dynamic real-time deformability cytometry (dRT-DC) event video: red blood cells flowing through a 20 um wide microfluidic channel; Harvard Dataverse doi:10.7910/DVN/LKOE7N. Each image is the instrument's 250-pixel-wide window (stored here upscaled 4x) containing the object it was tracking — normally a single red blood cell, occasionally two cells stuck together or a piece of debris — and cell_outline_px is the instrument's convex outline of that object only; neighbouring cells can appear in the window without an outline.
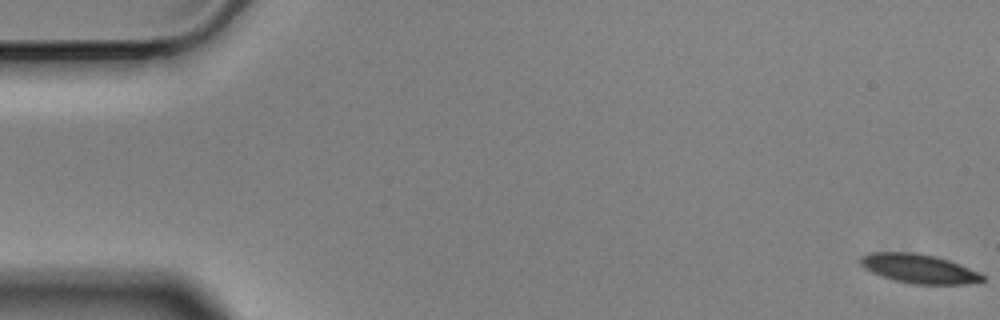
{"species": "Egyptian fruit bat (a non-hibernating species)", "species_latin": "Rousettus aegyptiacus", "temperature_condition": "cold", "stored_images_in_passage": 58, "camera_frame_rate_fps": 3000, "um_per_image_px": 0.085, "animal": {"sex": "male"}, "frame": {"image": 1, "passage_image": 1, "time_ms": 0.0, "image_size_px": [1000, 320], "cell_outline_px": [[984, 280], [968, 284], [912, 284], [880, 276], [864, 268], [860, 264], [860, 256], [868, 252], [916, 252], [936, 256], [960, 264], [980, 272], [984, 276]], "centroid_in_image_um": [78.1, 22.82], "position_along_channel_um": 6.9, "area_um2": 20.87}}
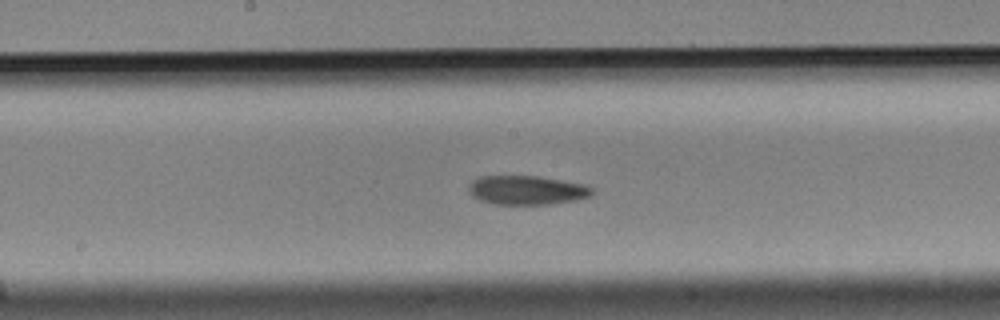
{"frame": {"image": 2, "passage_image": 30, "time_ms": 9.667, "image_size_px": [1000, 320], "cell_outline_px": [[596, 192], [592, 196], [576, 200], [548, 204], [492, 204], [480, 200], [472, 196], [468, 192], [468, 184], [472, 180], [480, 176], [540, 176], [588, 184]], "centroid_in_image_um": [44.81, 16.15], "position_along_channel_um": 203.4, "area_um2": 21.33}}
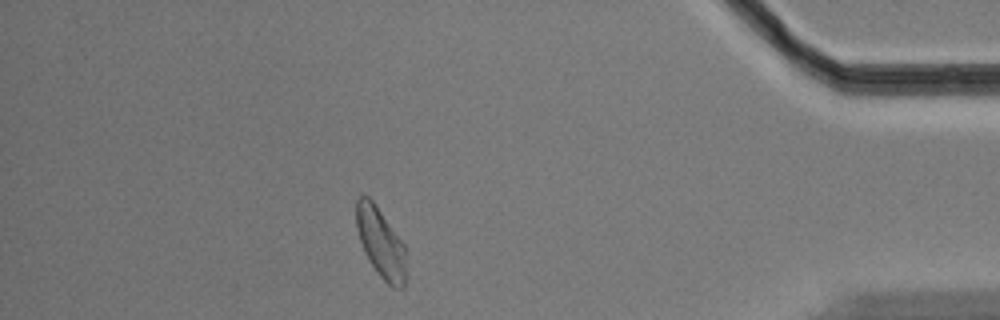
{"frame": {"image": 3, "passage_image": 51, "time_ms": 16.667, "image_size_px": [1000, 320], "cell_outline_px": [[404, 288], [392, 288], [376, 272], [368, 260], [364, 252], [356, 228], [356, 200], [360, 196], [368, 196], [372, 200], [404, 244]], "centroid_in_image_um": [32.32, 20.64], "position_along_channel_um": 402.9, "area_um2": 19.88}, "authors_computed_cell_mechanics": {"area_um2": 20.9814, "velocity_mm_per_s": 3.4817, "shape_relaxation_time_tau1_ms": 7.7512, "shape_relaxation_time_tau2_ms": null, "deformation_change_tau1": 0.1381, "deformation_change_tau2": null}}